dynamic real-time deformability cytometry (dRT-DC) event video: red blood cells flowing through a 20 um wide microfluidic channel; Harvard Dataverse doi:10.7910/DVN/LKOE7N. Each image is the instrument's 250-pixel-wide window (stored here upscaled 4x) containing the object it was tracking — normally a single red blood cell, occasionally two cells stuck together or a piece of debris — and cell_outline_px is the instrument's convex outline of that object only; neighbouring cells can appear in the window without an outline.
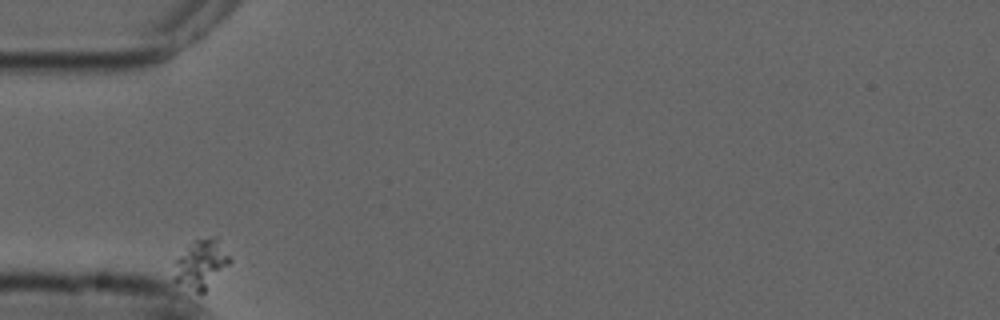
{"species": "common noctule bat (a hibernating species)", "species_latin": "Nyctalus noctula", "temperature_condition": "cold", "stored_images_in_passage": 34, "camera_frame_rate_fps": 3000, "um_per_image_px": 0.085, "animal": {"sex": "male", "forearm_length_mm": 52.5}, "frame": {"image": 1, "passage_image": 1, "time_ms": 0.0, "image_size_px": [1000, 320], "cell_outline_px": [[232, 260], [204, 292], [196, 292], [176, 284], [172, 280], [176, 260], [196, 240], [216, 236]], "centroid_in_image_um": [17.08, 22.49], "position_along_channel_um": 67.9, "area_um2": 15.49}}
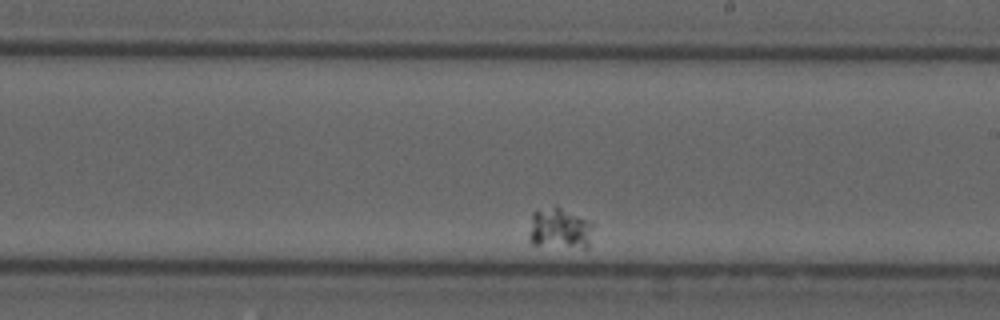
{"frame": {"image": 2, "passage_image": 20, "time_ms": 6.333, "image_size_px": [1000, 320], "cell_outline_px": [[592, 224], [588, 248], [584, 248], [532, 244], [528, 240], [528, 236], [532, 212], [556, 204], [588, 220]], "centroid_in_image_um": [47.52, 19.39], "position_along_channel_um": 241.5, "area_um2": 15.43}}
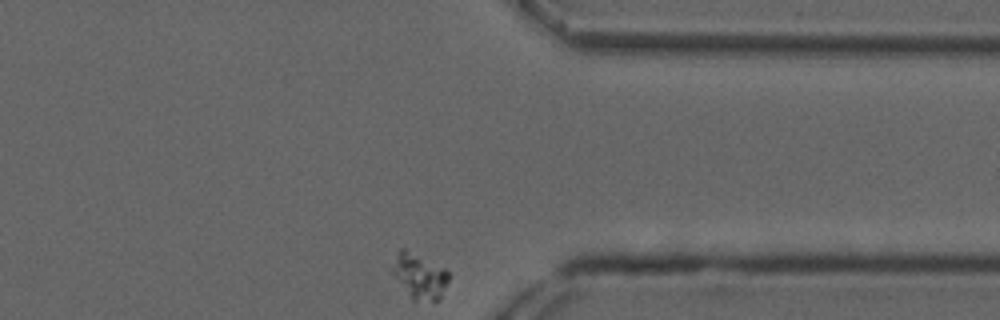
{"frame": {"image": 3, "passage_image": 34, "time_ms": 11.0, "image_size_px": [1000, 320], "cell_outline_px": [[448, 280], [440, 300], [412, 300], [392, 272], [396, 256], [400, 248], [404, 248], [444, 268], [448, 272]], "centroid_in_image_um": [35.68, 23.48], "position_along_channel_um": 375.7, "area_um2": 14.33}}